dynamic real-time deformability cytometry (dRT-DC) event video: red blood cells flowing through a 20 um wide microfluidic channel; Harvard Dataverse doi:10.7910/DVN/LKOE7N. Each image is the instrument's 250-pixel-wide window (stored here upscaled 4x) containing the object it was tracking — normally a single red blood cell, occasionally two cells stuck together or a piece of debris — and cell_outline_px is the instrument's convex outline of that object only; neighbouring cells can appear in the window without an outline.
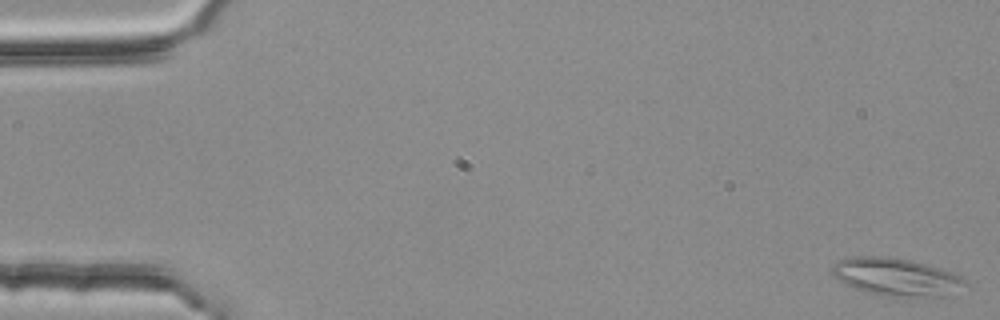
{"species": "common noctule bat (a hibernating species)", "species_latin": "Nyctalus noctula", "temperature_condition": "room temperature", "stored_images_in_passage": 4, "camera_frame_rate_fps": 3000, "um_per_image_px": 0.085, "animal": {"sex": "female", "body_mass_g": 25.1}, "frame": {"image": 1, "passage_image": 1, "time_ms": 0.0, "image_size_px": [1000, 320], "cell_outline_px": [[972, 288], [944, 296], [896, 296], [868, 292], [856, 288], [840, 280], [832, 272], [832, 264], [840, 260], [852, 256], [876, 256], [908, 260], [924, 264], [960, 276]], "centroid_in_image_um": [76.25, 23.55], "position_along_channel_um": 8.7, "area_um2": 28.61}}
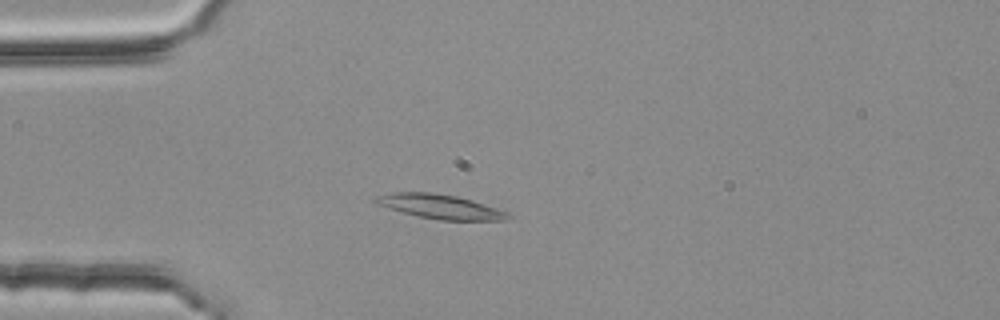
{"frame": {"image": 2, "passage_image": 4, "time_ms": 1.0, "image_size_px": [1000, 320], "cell_outline_px": [[508, 216], [504, 220], [440, 220], [420, 216], [372, 204], [372, 196], [392, 192], [432, 192], [456, 196], [472, 200], [508, 212]], "centroid_in_image_um": [37.29, 17.54], "position_along_channel_um": 47.7, "area_um2": 18.73}}